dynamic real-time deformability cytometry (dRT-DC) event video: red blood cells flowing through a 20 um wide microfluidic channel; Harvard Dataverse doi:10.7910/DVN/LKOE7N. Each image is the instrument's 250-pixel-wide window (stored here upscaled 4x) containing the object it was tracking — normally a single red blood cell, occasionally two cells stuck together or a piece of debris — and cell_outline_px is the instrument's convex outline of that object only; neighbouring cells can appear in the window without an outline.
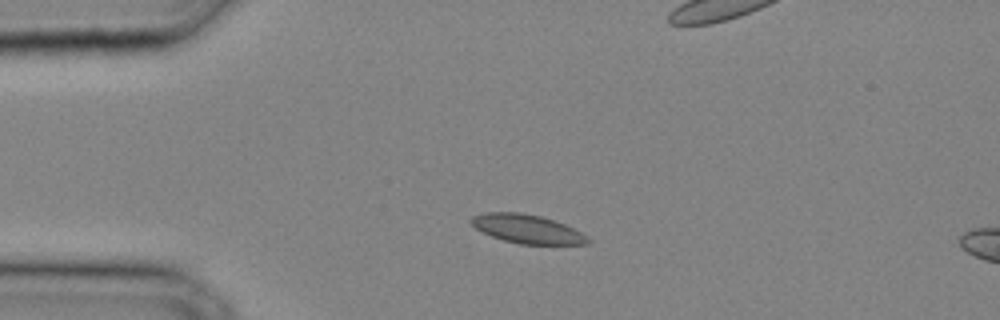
{"species": "common noctule bat (a hibernating species)", "species_latin": "Nyctalus noctula", "temperature_condition": "cold", "stored_images_in_passage": 26, "camera_frame_rate_fps": 3000, "um_per_image_px": 0.085, "animal": {"sex": "male", "body_mass_g": 20.4}, "frame": {"image": 1, "passage_image": 1, "time_ms": 0.0, "image_size_px": [1000, 320], "cell_outline_px": [[592, 240], [588, 244], [520, 244], [504, 240], [492, 236], [476, 228], [468, 220], [472, 216], [484, 212], [520, 212], [540, 216], [564, 224], [588, 236]], "centroid_in_image_um": [44.8, 19.45], "position_along_channel_um": 40.2, "area_um2": 19.42}}
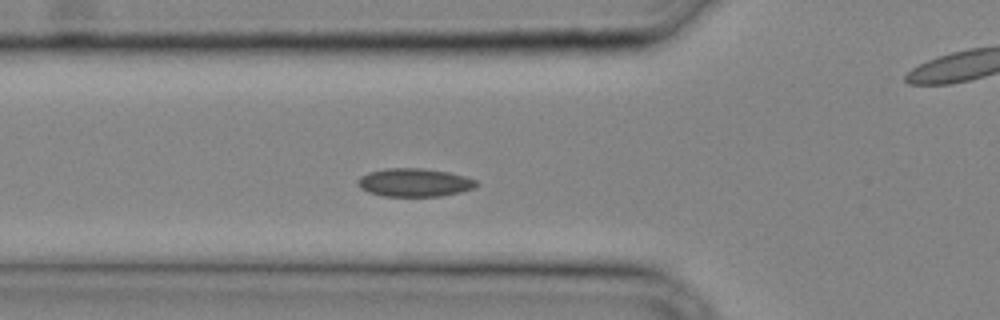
{"frame": {"image": 2, "passage_image": 5, "time_ms": 1.333, "image_size_px": [1000, 320], "cell_outline_px": [[480, 184], [472, 188], [460, 192], [440, 196], [384, 196], [368, 192], [360, 188], [356, 184], [356, 180], [360, 176], [368, 172], [384, 168], [424, 168], [448, 172], [464, 176], [476, 180]], "centroid_in_image_um": [35.18, 15.5], "position_along_channel_um": 90.6, "area_um2": 19.65}}
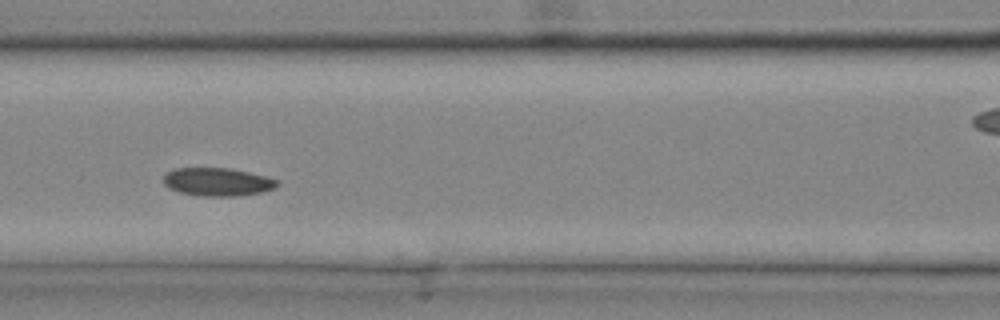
{"frame": {"image": 3, "passage_image": 8, "time_ms": 2.333, "image_size_px": [1000, 320], "cell_outline_px": [[280, 184], [276, 188], [260, 192], [232, 196], [200, 196], [180, 192], [168, 188], [164, 184], [164, 176], [168, 172], [176, 168], [232, 168], [268, 176], [280, 180]], "centroid_in_image_um": [18.54, 15.45], "position_along_channel_um": 148.1, "area_um2": 18.79}}